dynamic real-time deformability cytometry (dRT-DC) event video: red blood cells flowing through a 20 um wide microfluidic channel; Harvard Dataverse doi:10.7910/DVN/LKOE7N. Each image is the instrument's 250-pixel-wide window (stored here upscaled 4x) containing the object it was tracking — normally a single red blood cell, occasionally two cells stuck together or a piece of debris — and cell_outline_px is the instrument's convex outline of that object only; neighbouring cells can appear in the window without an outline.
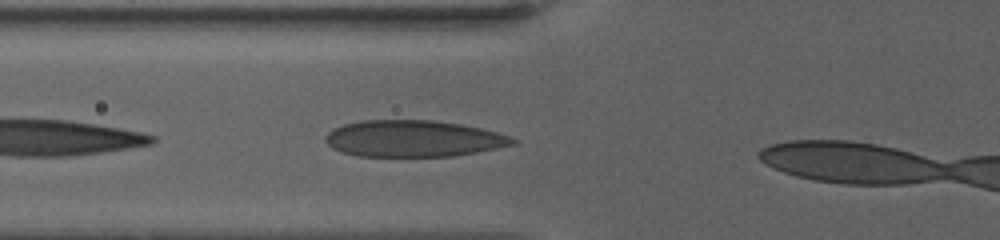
{"species": "human", "species_latin": "Homo sapiens", "temperature_condition": "warm", "stored_images_in_passage": 28, "camera_frame_rate_fps": 3000, "um_per_image_px": 0.085, "donor": {"sex": "female"}, "frame": {"image": 1, "passage_image": 6, "time_ms": 2.0, "image_size_px": [1000, 240], "cell_outline_px": [[516, 144], [476, 152], [452, 156], [360, 156], [344, 152], [332, 148], [324, 140], [324, 136], [332, 128], [344, 124], [360, 120], [432, 120], [460, 124], [480, 128], [496, 132], [508, 136], [516, 140]], "centroid_in_image_um": [35.09, 11.77], "position_along_channel_um": 90.7, "area_um2": 39.71}}
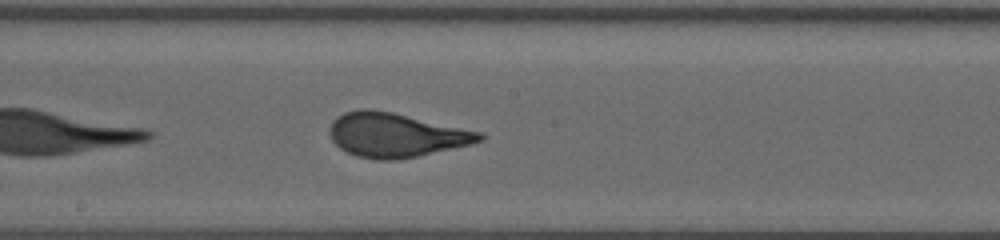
{"frame": {"image": 2, "passage_image": 16, "time_ms": 6.0, "image_size_px": [1000, 240], "cell_outline_px": [[484, 140], [472, 144], [416, 156], [396, 160], [376, 160], [356, 156], [340, 148], [332, 140], [328, 132], [328, 128], [332, 120], [336, 116], [344, 112], [360, 108], [372, 108], [392, 112], [480, 132], [484, 136]], "centroid_in_image_um": [33.58, 11.46], "position_along_channel_um": 214.6, "area_um2": 38.61}}
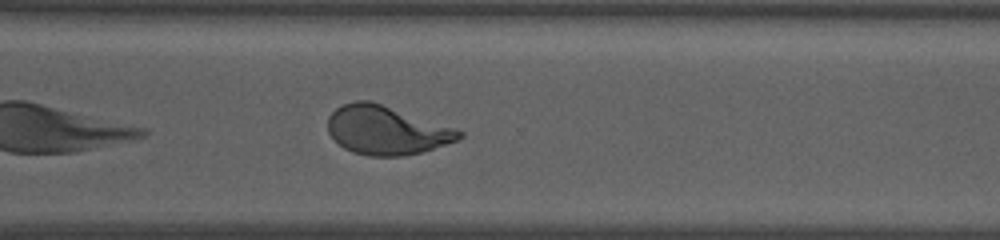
{"frame": {"image": 3, "passage_image": 27, "time_ms": 10.0, "image_size_px": [1000, 240], "cell_outline_px": [[464, 136], [456, 140], [420, 152], [404, 156], [368, 156], [352, 152], [344, 148], [328, 132], [328, 116], [336, 108], [344, 104], [356, 100], [368, 100], [464, 132]], "centroid_in_image_um": [32.78, 11.08], "position_along_channel_um": 337.8, "area_um2": 36.41}}